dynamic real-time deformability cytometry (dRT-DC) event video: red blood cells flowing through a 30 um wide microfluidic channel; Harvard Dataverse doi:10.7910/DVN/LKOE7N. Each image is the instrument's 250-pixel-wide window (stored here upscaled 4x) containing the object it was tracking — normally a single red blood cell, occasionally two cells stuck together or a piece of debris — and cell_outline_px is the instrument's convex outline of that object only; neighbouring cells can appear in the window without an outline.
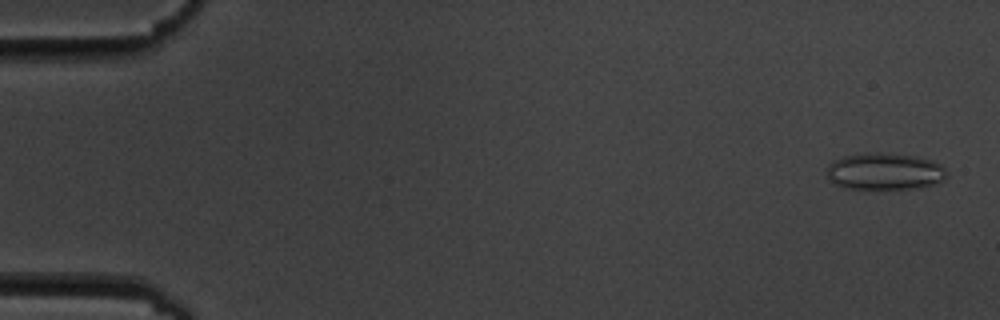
{"species": "common noctule bat (a hibernating species)", "species_latin": "Nyctalus noctula", "temperature_condition": "cold", "stored_images_in_passage": 6, "camera_frame_rate_fps": 3000, "um_per_image_px": 0.085, "animal": {"sex": "male", "body_mass_g": 19.5, "forearm_length_mm": 54.6}, "frame": {"image": 1, "passage_image": 1, "time_ms": 0.0, "image_size_px": [1000, 320], "cell_outline_px": [[948, 176], [944, 180], [920, 188], [876, 192], [844, 188], [832, 184], [828, 180], [828, 164], [832, 160], [844, 156], [864, 152], [880, 152], [916, 156], [932, 160], [940, 164], [948, 172]], "centroid_in_image_um": [75.17, 14.62], "position_along_channel_um": 9.8, "area_um2": 27.17}}